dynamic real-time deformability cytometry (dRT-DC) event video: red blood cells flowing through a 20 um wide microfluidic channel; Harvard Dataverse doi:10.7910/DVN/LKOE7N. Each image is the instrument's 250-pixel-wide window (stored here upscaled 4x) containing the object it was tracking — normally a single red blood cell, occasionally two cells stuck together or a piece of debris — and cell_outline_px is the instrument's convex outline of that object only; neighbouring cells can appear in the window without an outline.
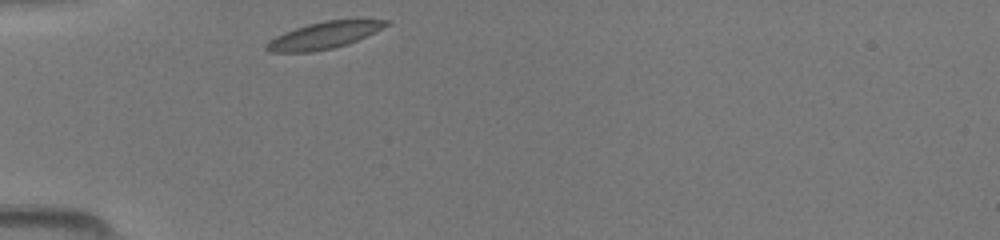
{"species": "common noctule bat (a hibernating species)", "species_latin": "Nyctalus noctula", "temperature_condition": "room temperature", "stored_images_in_passage": 28, "camera_frame_rate_fps": 3000, "um_per_image_px": 0.085, "animal": {"sex": "female", "body_mass_g": 19.5, "forearm_length_mm": 54.1}, "frame": {"image": 1, "passage_image": 1, "time_ms": 0.0, "image_size_px": [1000, 240], "cell_outline_px": [[388, 24], [348, 44], [332, 48], [312, 52], [268, 52], [264, 48], [264, 44], [276, 36], [284, 32], [308, 24], [324, 20], [388, 20]], "centroid_in_image_um": [27.42, 3.02], "position_along_channel_um": 57.6, "area_um2": 18.26}}
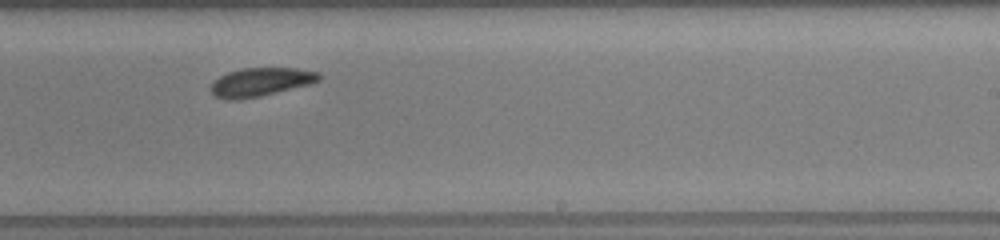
{"frame": {"image": 2, "passage_image": 17, "time_ms": 5.333, "image_size_px": [1000, 240], "cell_outline_px": [[324, 76], [320, 80], [308, 84], [256, 96], [236, 100], [228, 100], [216, 96], [208, 88], [220, 76], [228, 72], [244, 68], [296, 68], [320, 72]], "centroid_in_image_um": [22.17, 6.95], "position_along_channel_um": 266.8, "area_um2": 17.63}}
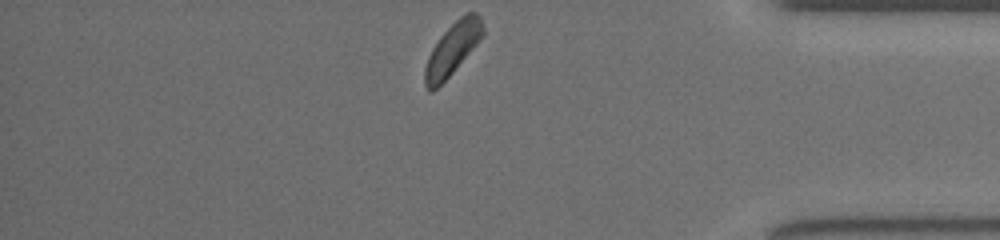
{"frame": {"image": 3, "passage_image": 28, "time_ms": 9.0, "image_size_px": [1000, 240], "cell_outline_px": [[484, 32], [476, 44], [452, 72], [432, 92], [428, 92], [424, 84], [424, 68], [428, 56], [432, 48], [440, 36], [460, 16], [468, 12], [476, 12], [480, 16], [484, 28]], "centroid_in_image_um": [38.43, 4.15], "position_along_channel_um": 396.8, "area_um2": 17.28}}